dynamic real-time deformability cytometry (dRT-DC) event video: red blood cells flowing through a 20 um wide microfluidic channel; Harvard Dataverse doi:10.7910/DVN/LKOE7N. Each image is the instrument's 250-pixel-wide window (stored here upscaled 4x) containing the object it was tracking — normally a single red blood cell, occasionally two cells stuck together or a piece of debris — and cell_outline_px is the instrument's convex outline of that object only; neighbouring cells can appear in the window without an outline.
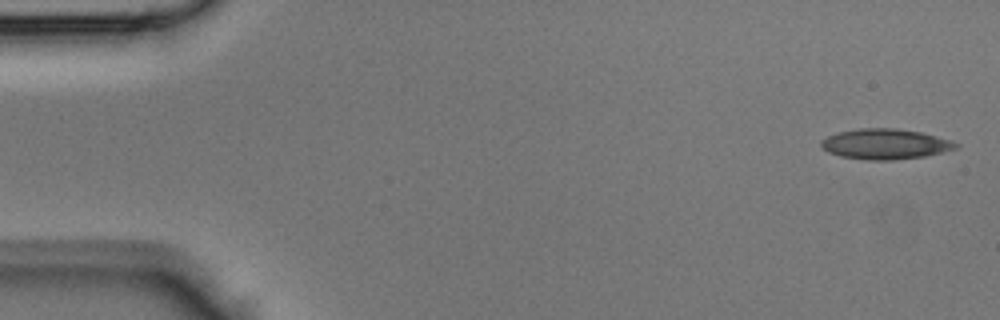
{"species": "Egyptian fruit bat (a non-hibernating species)", "species_latin": "Rousettus aegyptiacus", "temperature_condition": "room temperature", "stored_images_in_passage": 39, "camera_frame_rate_fps": 3000, "um_per_image_px": 0.085, "animal": {"sex": "male"}, "frame": {"image": 1, "passage_image": 1, "time_ms": 0.0, "image_size_px": [1000, 320], "cell_outline_px": [[960, 148], [924, 156], [892, 160], [868, 160], [840, 156], [828, 152], [820, 144], [820, 140], [828, 136], [840, 132], [860, 128], [896, 128], [920, 132], [936, 136], [960, 144]], "centroid_in_image_um": [75.25, 12.24], "position_along_channel_um": 9.7, "area_um2": 23.7}}
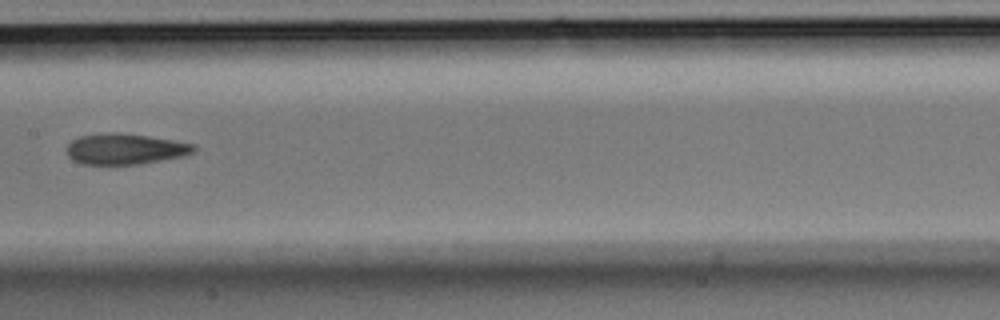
{"frame": {"image": 2, "passage_image": 21, "time_ms": 6.667, "image_size_px": [1000, 320], "cell_outline_px": [[196, 152], [184, 156], [140, 164], [80, 164], [72, 160], [68, 156], [68, 144], [72, 140], [80, 136], [148, 136], [196, 144]], "centroid_in_image_um": [10.71, 12.72], "position_along_channel_um": 196.7, "area_um2": 21.79}}
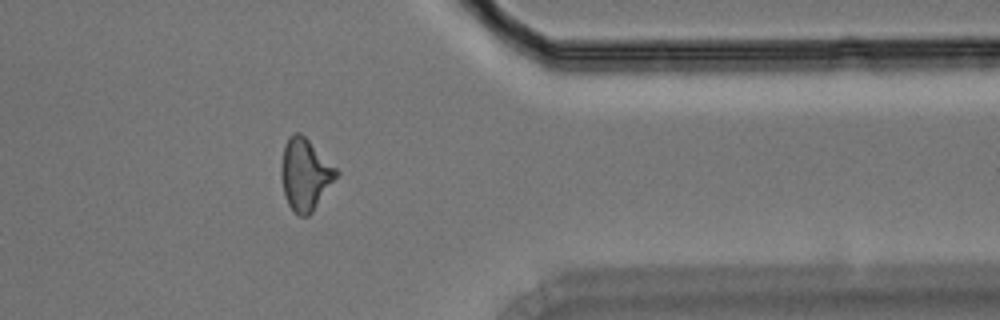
{"frame": {"image": 3, "passage_image": 34, "time_ms": 11.0, "image_size_px": [1000, 320], "cell_outline_px": [[340, 172], [312, 212], [308, 216], [300, 216], [288, 204], [284, 192], [280, 176], [280, 164], [284, 144], [288, 136], [292, 132], [300, 132]], "centroid_in_image_um": [25.9, 14.79], "position_along_channel_um": 385.5, "area_um2": 22.83}}